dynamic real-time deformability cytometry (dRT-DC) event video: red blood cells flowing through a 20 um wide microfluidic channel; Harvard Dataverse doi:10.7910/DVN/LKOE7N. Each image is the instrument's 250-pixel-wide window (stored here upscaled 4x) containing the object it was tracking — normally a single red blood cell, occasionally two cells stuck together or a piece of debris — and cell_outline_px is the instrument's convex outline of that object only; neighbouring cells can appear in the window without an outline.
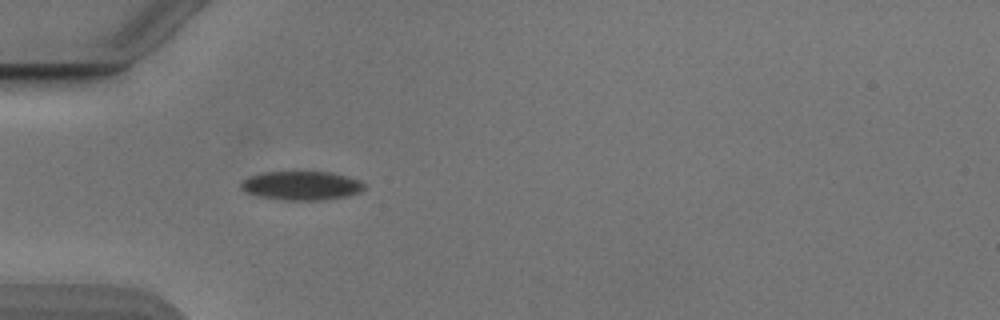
{"species": "Egyptian fruit bat (a non-hibernating species)", "species_latin": "Rousettus aegyptiacus", "temperature_condition": "cold", "stored_images_in_passage": 34, "camera_frame_rate_fps": 3000, "um_per_image_px": 0.085, "animal": {"sex": "male"}, "frame": {"image": 1, "passage_image": 1, "time_ms": 0.0, "image_size_px": [1000, 320], "cell_outline_px": [[364, 188], [360, 192], [344, 196], [324, 200], [284, 200], [256, 196], [244, 192], [240, 188], [240, 184], [244, 180], [252, 176], [264, 172], [332, 172], [360, 180], [364, 184]], "centroid_in_image_um": [25.61, 15.78], "position_along_channel_um": 59.4, "area_um2": 20.69}}
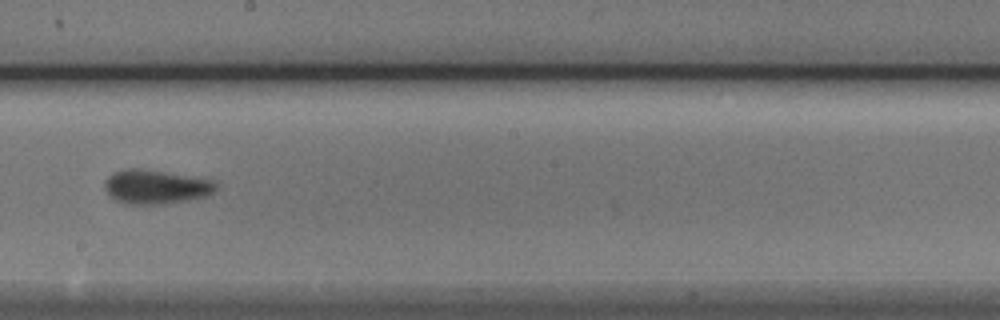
{"frame": {"image": 2, "passage_image": 15, "time_ms": 4.667, "image_size_px": [1000, 320], "cell_outline_px": [[220, 188], [212, 196], [168, 204], [128, 204], [116, 200], [104, 188], [104, 180], [112, 172], [124, 168], [140, 168], [216, 180], [220, 184]], "centroid_in_image_um": [13.35, 15.88], "position_along_channel_um": 234.9, "area_um2": 22.83}}
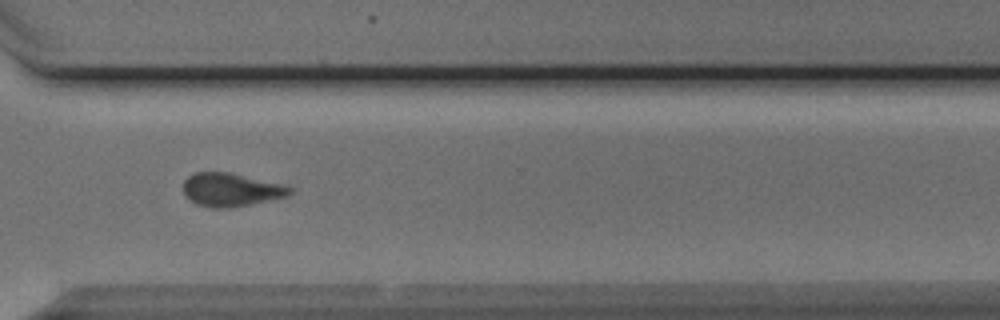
{"frame": {"image": 3, "passage_image": 24, "time_ms": 7.667, "image_size_px": [1000, 320], "cell_outline_px": [[292, 192], [288, 196], [228, 208], [212, 208], [196, 204], [184, 192], [184, 180], [188, 176], [196, 172], [228, 172], [288, 184], [292, 188]], "centroid_in_image_um": [19.69, 16.11], "position_along_channel_um": 350.9, "area_um2": 20.69}, "authors_computed_cell_mechanics": {"area_um2": 21.097, "velocity_mm_per_s": 3.8703, "shape_relaxation_time_tau1_ms": 3.5203, "shape_relaxation_time_tau2_ms": 2.3191, "deformation_change_tau1": 0.0843, "deformation_change_tau2": 0.0825}}